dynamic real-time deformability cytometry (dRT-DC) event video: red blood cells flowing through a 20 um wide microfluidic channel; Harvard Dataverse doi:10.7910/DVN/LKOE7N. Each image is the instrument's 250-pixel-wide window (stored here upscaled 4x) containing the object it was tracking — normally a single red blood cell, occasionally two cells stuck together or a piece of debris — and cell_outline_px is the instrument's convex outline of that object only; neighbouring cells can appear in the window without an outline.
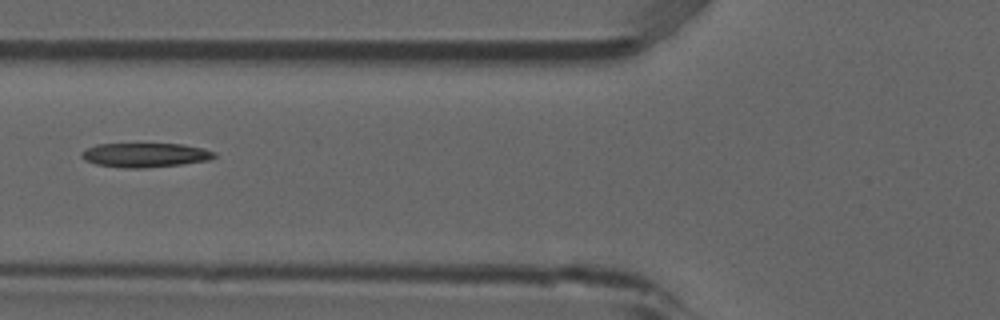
{"species": "common noctule bat (a hibernating species)", "species_latin": "Nyctalus noctula", "temperature_condition": "room temperature", "stored_images_in_passage": 7, "camera_frame_rate_fps": 3000, "um_per_image_px": 0.085, "animal": {"sex": "male", "forearm_length_mm": 52.5}, "frame": {"image": 1, "passage_image": 6, "time_ms": 1.667, "image_size_px": [1000, 320], "cell_outline_px": [[216, 156], [208, 160], [180, 164], [144, 168], [124, 168], [96, 164], [84, 160], [80, 156], [80, 152], [96, 144], [180, 144], [204, 148], [216, 152]], "centroid_in_image_um": [12.31, 13.18], "position_along_channel_um": 113.5, "area_um2": 18.73}}
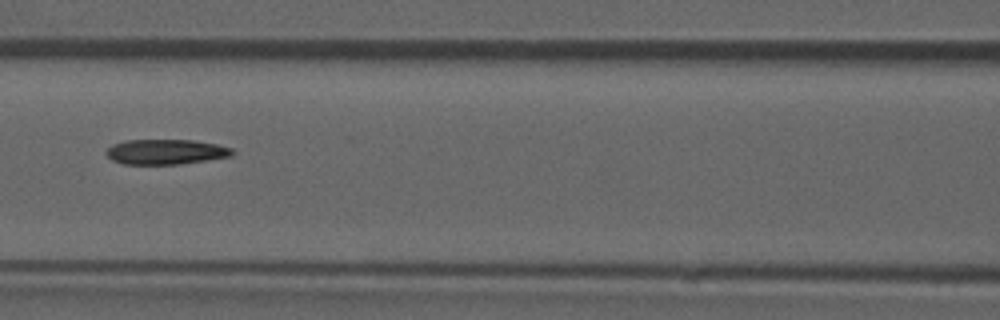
{"frame": {"image": 2, "passage_image": 7, "time_ms": 2.0, "image_size_px": [1000, 320], "cell_outline_px": [[236, 152], [232, 156], [180, 164], [124, 164], [112, 160], [104, 152], [112, 144], [124, 140], [192, 140], [216, 144], [232, 148]], "centroid_in_image_um": [14.09, 12.9], "position_along_channel_um": 152.5, "area_um2": 18.5}}